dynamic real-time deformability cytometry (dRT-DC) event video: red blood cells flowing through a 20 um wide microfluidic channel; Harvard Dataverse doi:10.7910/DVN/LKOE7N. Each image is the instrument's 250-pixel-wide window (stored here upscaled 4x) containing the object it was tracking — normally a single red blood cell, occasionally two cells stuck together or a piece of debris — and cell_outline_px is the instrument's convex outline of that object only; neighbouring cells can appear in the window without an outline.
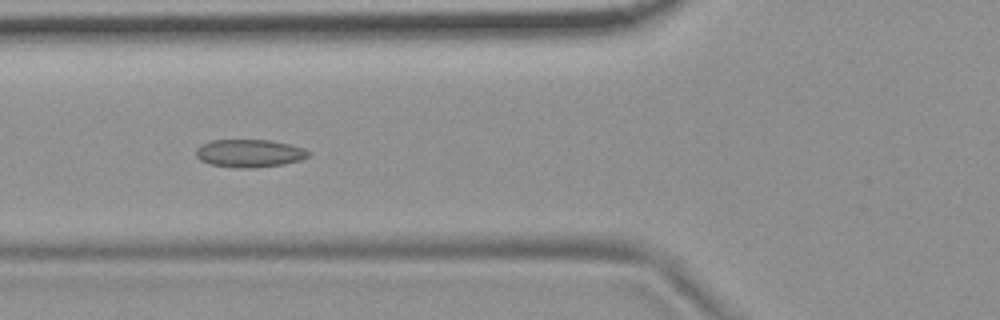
{"species": "common noctule bat (a hibernating species)", "species_latin": "Nyctalus noctula", "temperature_condition": "room temperature", "stored_images_in_passage": 9, "camera_frame_rate_fps": 3000, "um_per_image_px": 0.085, "animal": {"sex": "female", "body_mass_g": 19.9}, "frame": {"image": 1, "passage_image": 6, "time_ms": 1.667, "image_size_px": [1000, 320], "cell_outline_px": [[312, 152], [308, 156], [300, 160], [284, 164], [256, 168], [236, 168], [208, 164], [200, 160], [196, 156], [196, 148], [200, 144], [212, 140], [268, 140], [288, 144], [304, 148]], "centroid_in_image_um": [21.18, 13.04], "position_along_channel_um": 104.6, "area_um2": 18.44}}
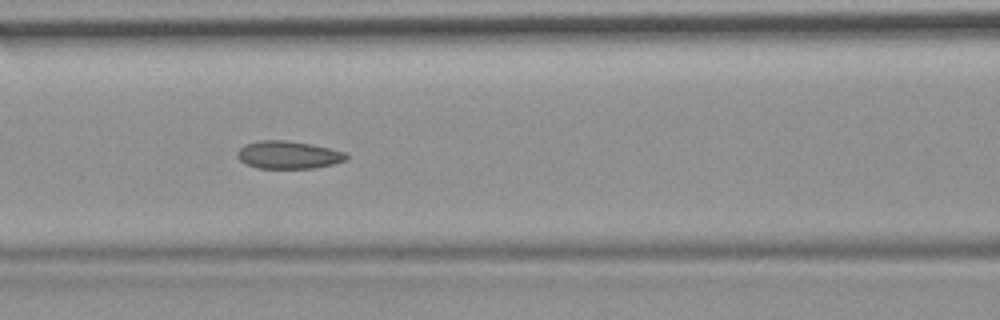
{"frame": {"image": 2, "passage_image": 7, "time_ms": 2.0, "image_size_px": [1000, 320], "cell_outline_px": [[348, 160], [316, 168], [256, 168], [244, 164], [236, 156], [236, 152], [244, 144], [260, 140], [284, 140], [312, 144], [344, 152], [348, 156]], "centroid_in_image_um": [24.47, 13.17], "position_along_channel_um": 142.1, "area_um2": 17.74}}